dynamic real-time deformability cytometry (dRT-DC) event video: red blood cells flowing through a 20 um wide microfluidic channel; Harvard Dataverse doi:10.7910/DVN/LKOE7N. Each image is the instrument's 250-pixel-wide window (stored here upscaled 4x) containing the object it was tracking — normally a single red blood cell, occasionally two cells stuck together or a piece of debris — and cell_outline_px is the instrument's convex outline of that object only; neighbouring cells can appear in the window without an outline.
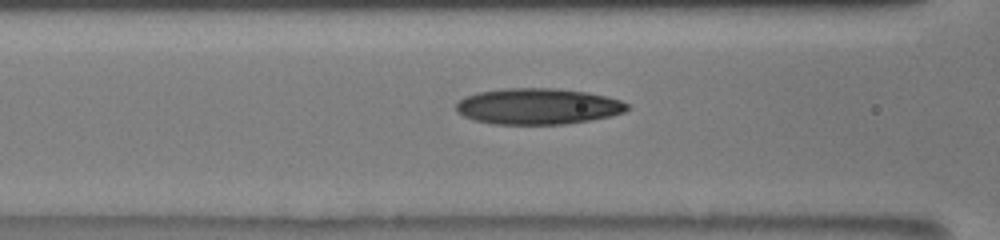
{"species": "human", "species_latin": "Homo sapiens", "temperature_condition": "room temperature", "stored_images_in_passage": 29, "camera_frame_rate_fps": 3000, "um_per_image_px": 0.085, "donor": {"sex": "male"}, "frame": {"image": 1, "passage_image": 8, "time_ms": 2.333, "image_size_px": [1000, 240], "cell_outline_px": [[628, 108], [624, 112], [612, 116], [564, 124], [492, 124], [476, 120], [464, 116], [456, 112], [456, 104], [464, 96], [480, 92], [504, 88], [556, 88], [588, 92], [608, 96], [620, 100], [628, 104]], "centroid_in_image_um": [45.73, 9.03], "position_along_channel_um": 120.9, "area_um2": 36.01}}
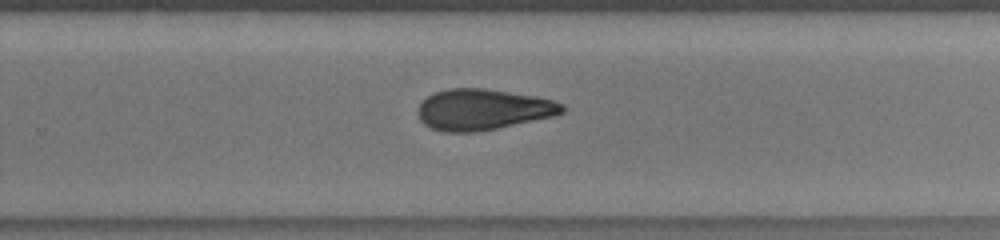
{"frame": {"image": 2, "passage_image": 21, "time_ms": 6.667, "image_size_px": [1000, 240], "cell_outline_px": [[564, 112], [552, 116], [496, 128], [476, 132], [444, 132], [432, 128], [424, 124], [420, 120], [416, 112], [420, 104], [428, 96], [436, 92], [448, 88], [484, 88], [536, 96], [552, 100], [564, 104]], "centroid_in_image_um": [41.02, 9.3], "position_along_channel_um": 288.8, "area_um2": 34.22}}
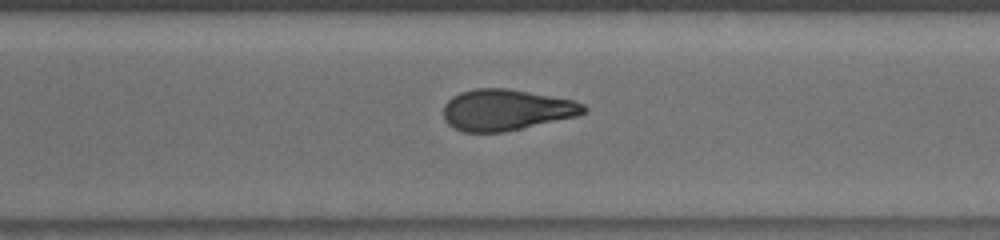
{"frame": {"image": 3, "passage_image": 24, "time_ms": 7.667, "image_size_px": [1000, 240], "cell_outline_px": [[588, 112], [576, 116], [504, 132], [464, 132], [448, 124], [444, 120], [444, 104], [452, 96], [460, 92], [472, 88], [508, 88], [576, 100], [584, 104], [588, 108]], "centroid_in_image_um": [43.04, 9.32], "position_along_channel_um": 327.6, "area_um2": 33.81}}